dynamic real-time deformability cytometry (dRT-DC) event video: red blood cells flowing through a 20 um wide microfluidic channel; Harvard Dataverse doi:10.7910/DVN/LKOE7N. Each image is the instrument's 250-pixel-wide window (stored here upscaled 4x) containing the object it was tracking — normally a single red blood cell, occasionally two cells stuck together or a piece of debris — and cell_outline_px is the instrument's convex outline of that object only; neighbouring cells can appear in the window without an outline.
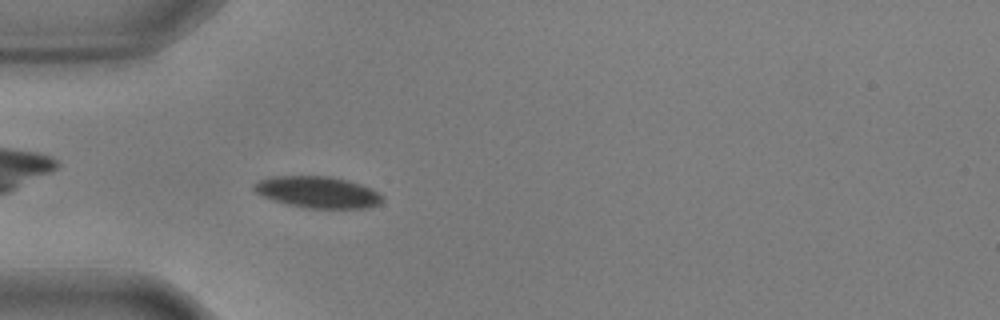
{"species": "common noctule bat (a hibernating species)", "species_latin": "Nyctalus noctula", "temperature_condition": "warm", "stored_images_in_passage": 38, "camera_frame_rate_fps": 3000, "um_per_image_px": 0.085, "animal": {"sex": "male", "body_mass_g": 17.9, "forearm_length_mm": 54.2}, "frame": {"image": 1, "passage_image": 4, "time_ms": 1.0, "image_size_px": [1000, 320], "cell_outline_px": [[384, 200], [380, 204], [368, 208], [308, 208], [288, 204], [272, 200], [256, 192], [252, 188], [252, 184], [260, 180], [272, 176], [328, 176], [348, 180], [360, 184], [384, 196]], "centroid_in_image_um": [27.0, 16.33], "position_along_channel_um": 58.0, "area_um2": 23.52}}
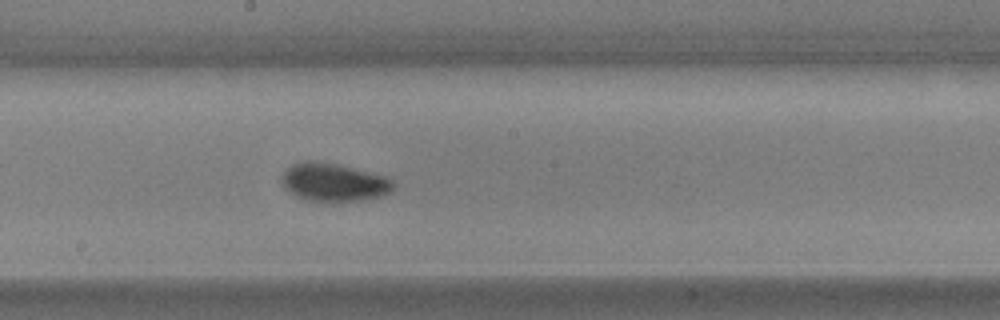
{"frame": {"image": 2, "passage_image": 18, "time_ms": 5.667, "image_size_px": [1000, 320], "cell_outline_px": [[396, 184], [388, 192], [380, 196], [364, 200], [308, 200], [296, 196], [288, 192], [280, 180], [284, 172], [292, 164], [304, 160], [312, 160], [332, 164], [384, 176], [392, 180]], "centroid_in_image_um": [28.32, 15.49], "position_along_channel_um": 219.9, "area_um2": 24.1}}
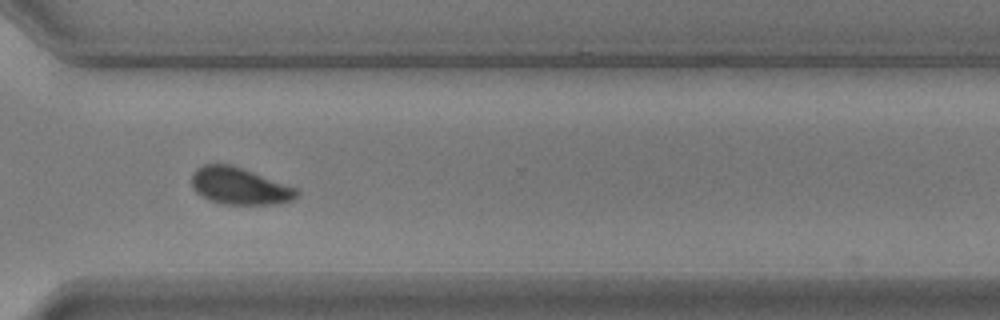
{"frame": {"image": 3, "passage_image": 29, "time_ms": 9.333, "image_size_px": [1000, 320], "cell_outline_px": [[300, 192], [292, 200], [280, 204], [224, 204], [208, 200], [196, 192], [192, 188], [192, 172], [196, 168], [204, 164], [232, 164], [296, 188]], "centroid_in_image_um": [20.33, 15.81], "position_along_channel_um": 350.3, "area_um2": 22.66}, "authors_computed_cell_mechanics": {"area_um2": 23.4379, "velocity_mm_per_s": 3.5614, "shape_relaxation_time_tau1_ms": 4.6727, "shape_relaxation_time_tau2_ms": null, "deformation_change_tau1": 0.13, "deformation_change_tau2": null}}